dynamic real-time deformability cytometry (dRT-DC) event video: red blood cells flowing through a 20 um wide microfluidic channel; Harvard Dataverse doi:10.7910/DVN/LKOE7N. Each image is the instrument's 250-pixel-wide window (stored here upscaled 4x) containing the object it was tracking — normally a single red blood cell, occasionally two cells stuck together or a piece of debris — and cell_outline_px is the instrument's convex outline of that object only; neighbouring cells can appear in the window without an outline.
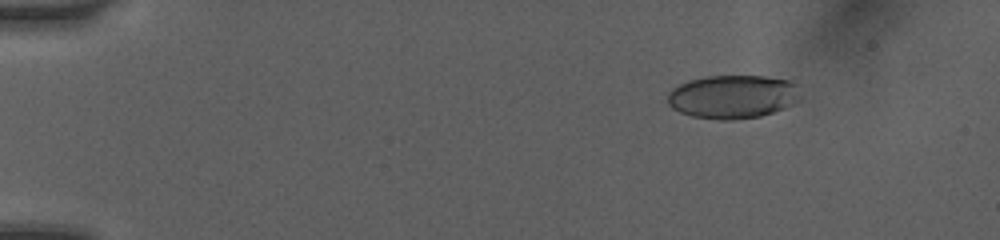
{"species": "human", "species_latin": "Homo sapiens", "temperature_condition": "room temperature", "stored_images_in_passage": 8, "camera_frame_rate_fps": 3000, "um_per_image_px": 0.085, "donor": {"sex": "female"}, "frame": {"image": 1, "passage_image": 3, "time_ms": 1.667, "image_size_px": [1000, 240], "cell_outline_px": [[796, 100], [792, 104], [784, 108], [760, 116], [732, 120], [720, 120], [692, 116], [680, 112], [672, 108], [668, 104], [668, 92], [672, 88], [688, 80], [708, 76], [764, 76], [788, 80], [796, 84]], "centroid_in_image_um": [62.22, 8.22], "position_along_channel_um": 22.8, "area_um2": 33.35}}
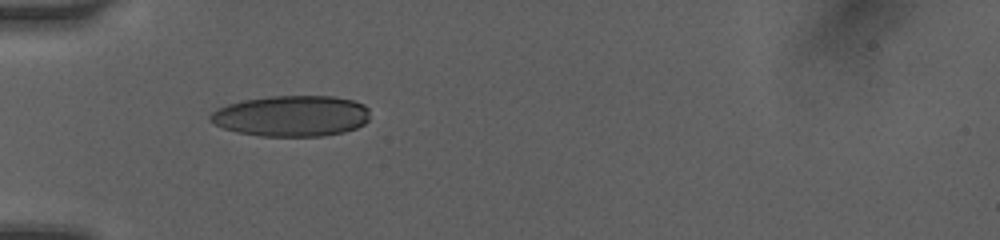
{"frame": {"image": 2, "passage_image": 7, "time_ms": 5.0, "image_size_px": [1000, 240], "cell_outline_px": [[368, 120], [364, 124], [356, 128], [344, 132], [320, 136], [260, 136], [236, 132], [224, 128], [208, 120], [208, 116], [212, 112], [228, 104], [244, 100], [268, 96], [336, 96], [352, 100], [364, 104], [368, 108]], "centroid_in_image_um": [24.78, 9.85], "position_along_channel_um": 60.2, "area_um2": 38.15}}
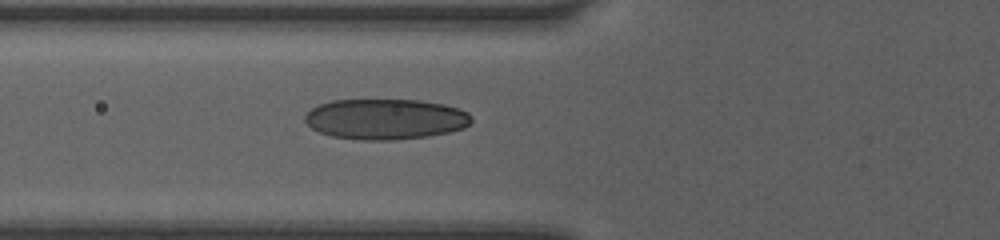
{"frame": {"image": 3, "passage_image": 8, "time_ms": 6.0, "image_size_px": [1000, 240], "cell_outline_px": [[472, 120], [464, 128], [448, 132], [428, 136], [396, 140], [364, 140], [332, 136], [320, 132], [312, 128], [304, 120], [304, 116], [312, 108], [320, 104], [332, 100], [420, 100], [444, 104], [460, 108], [468, 112], [472, 116]], "centroid_in_image_um": [32.79, 10.12], "position_along_channel_um": 93.0, "area_um2": 39.42}}